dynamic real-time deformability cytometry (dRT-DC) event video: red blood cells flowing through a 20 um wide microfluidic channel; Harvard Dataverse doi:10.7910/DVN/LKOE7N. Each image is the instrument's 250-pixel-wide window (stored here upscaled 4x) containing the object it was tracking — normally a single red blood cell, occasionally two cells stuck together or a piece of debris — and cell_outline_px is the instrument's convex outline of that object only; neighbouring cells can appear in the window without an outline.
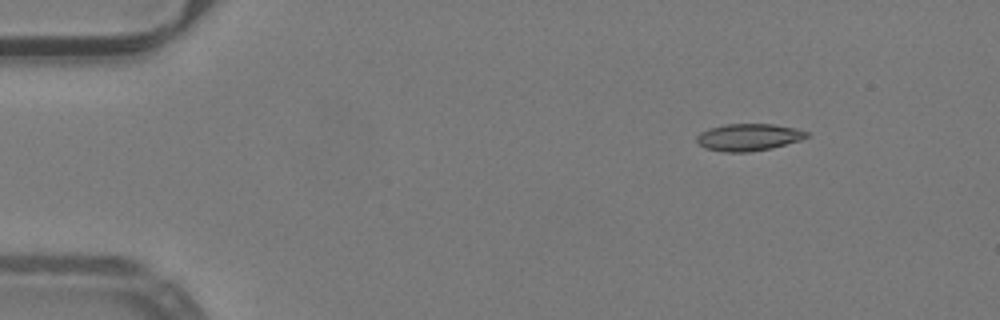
{"species": "common noctule bat (a hibernating species)", "species_latin": "Nyctalus noctula", "temperature_condition": "warm", "stored_images_in_passage": 46, "camera_frame_rate_fps": 3000, "um_per_image_px": 0.085, "animal": {"sex": "male", "body_mass_g": 19.2, "forearm_length_mm": 51.8}, "frame": {"image": 1, "passage_image": 1, "time_ms": 0.0, "image_size_px": [1000, 320], "cell_outline_px": [[808, 136], [800, 140], [772, 148], [748, 152], [724, 152], [704, 148], [696, 140], [696, 136], [700, 132], [708, 128], [728, 124], [772, 124], [796, 128], [808, 132]], "centroid_in_image_um": [63.6, 11.66], "position_along_channel_um": 21.4, "area_um2": 17.34}}
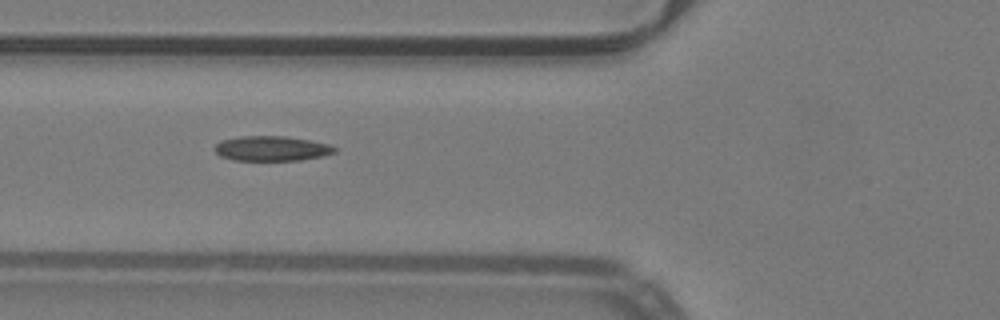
{"frame": {"image": 2, "passage_image": 14, "time_ms": 4.333, "image_size_px": [1000, 320], "cell_outline_px": [[336, 152], [324, 156], [300, 160], [232, 160], [220, 156], [212, 148], [220, 140], [240, 136], [288, 136], [328, 144], [336, 148]], "centroid_in_image_um": [23.06, 12.62], "position_along_channel_um": 102.7, "area_um2": 17.51}}
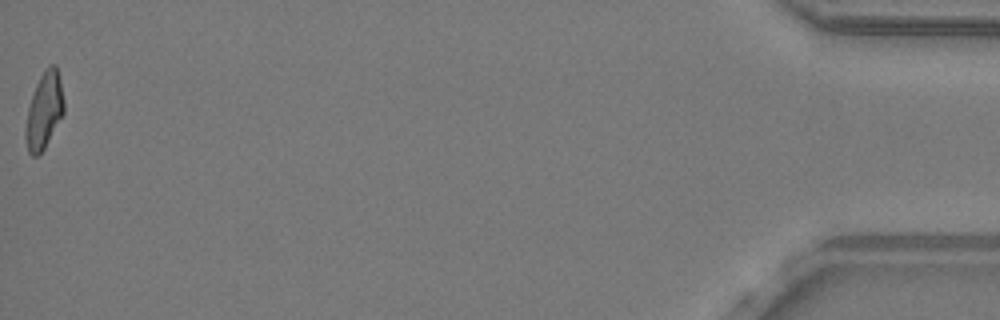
{"frame": {"image": 3, "passage_image": 46, "time_ms": 15.0, "image_size_px": [1000, 320], "cell_outline_px": [[64, 112], [44, 148], [36, 156], [32, 156], [28, 152], [24, 136], [24, 128], [28, 108], [36, 84], [44, 68], [48, 64], [56, 64], [60, 80], [64, 100]], "centroid_in_image_um": [3.74, 9.37], "position_along_channel_um": 431.5, "area_um2": 17.05}, "authors_computed_cell_mechanics": {"area_um2": 17.3978, "velocity_mm_per_s": 4.0153, "shape_relaxation_time_tau1_ms": null, "shape_relaxation_time_tau2_ms": 2.1924, "deformation_change_tau1": null, "deformation_change_tau2": 0.1024}}